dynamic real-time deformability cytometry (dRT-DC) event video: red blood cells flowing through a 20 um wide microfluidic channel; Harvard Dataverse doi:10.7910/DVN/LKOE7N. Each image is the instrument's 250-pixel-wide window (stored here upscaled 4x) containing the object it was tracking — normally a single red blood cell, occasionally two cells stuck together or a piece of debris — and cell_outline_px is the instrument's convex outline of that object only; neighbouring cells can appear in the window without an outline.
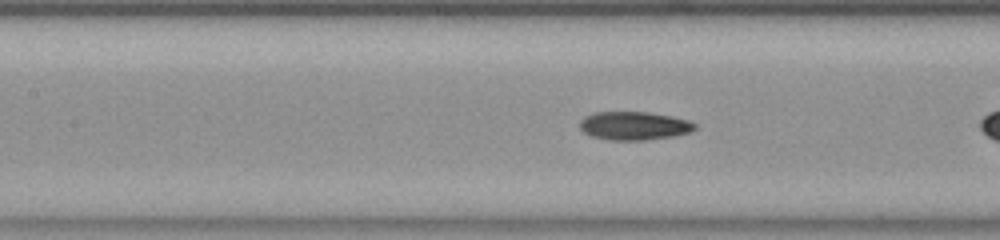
{"species": "common noctule bat (a hibernating species)", "species_latin": "Nyctalus noctula", "temperature_condition": "room temperature", "stored_images_in_passage": 26, "camera_frame_rate_fps": 3000, "um_per_image_px": 0.085, "animal": {"sex": "female", "body_mass_g": 23.0, "forearm_length_mm": 53.4}, "frame": {"image": 1, "passage_image": 8, "time_ms": 2.333, "image_size_px": [1000, 240], "cell_outline_px": [[696, 128], [692, 132], [672, 136], [644, 140], [608, 140], [592, 136], [584, 132], [580, 128], [580, 120], [584, 116], [592, 112], [648, 112], [672, 116], [688, 120], [696, 124]], "centroid_in_image_um": [53.89, 10.68], "position_along_channel_um": 153.5, "area_um2": 19.13}}
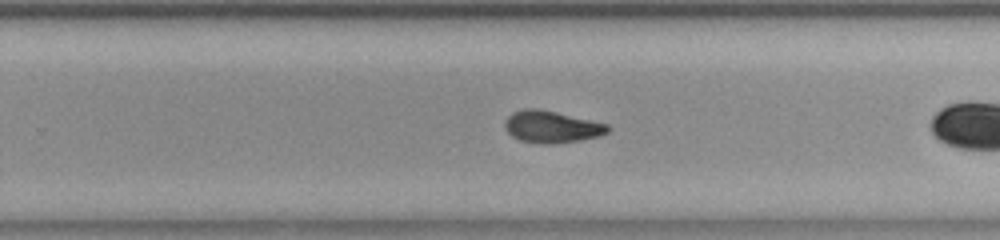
{"frame": {"image": 2, "passage_image": 18, "time_ms": 5.667, "image_size_px": [1000, 240], "cell_outline_px": [[608, 132], [600, 136], [580, 140], [548, 144], [544, 144], [520, 140], [512, 136], [508, 132], [504, 124], [508, 116], [512, 112], [524, 108], [536, 108], [556, 112], [608, 124]], "centroid_in_image_um": [46.87, 10.77], "position_along_channel_um": 282.9, "area_um2": 18.96}}
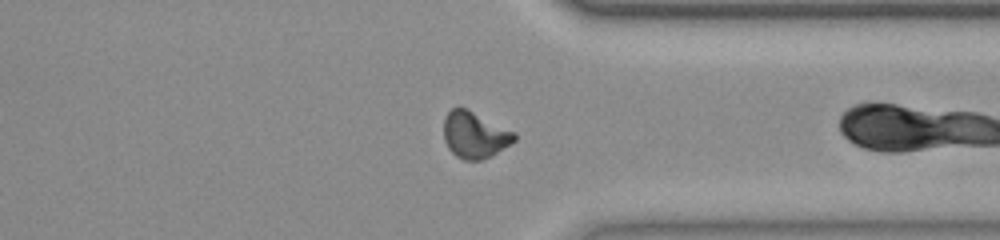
{"frame": {"image": 3, "passage_image": 25, "time_ms": 8.0, "image_size_px": [1000, 240], "cell_outline_px": [[516, 140], [492, 156], [480, 160], [464, 160], [456, 156], [448, 148], [444, 140], [444, 116], [452, 108], [468, 108], [516, 132]], "centroid_in_image_um": [40.36, 11.46], "position_along_channel_um": 371.0, "area_um2": 19.36}}